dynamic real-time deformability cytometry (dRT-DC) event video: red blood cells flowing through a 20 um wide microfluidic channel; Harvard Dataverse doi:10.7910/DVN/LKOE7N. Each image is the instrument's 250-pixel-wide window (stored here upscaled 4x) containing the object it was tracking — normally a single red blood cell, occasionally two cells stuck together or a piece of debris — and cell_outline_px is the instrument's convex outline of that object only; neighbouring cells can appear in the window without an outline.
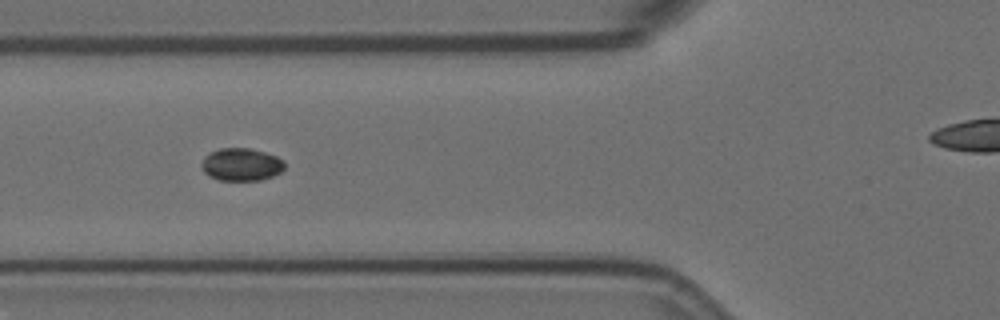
{"species": "Egyptian fruit bat (a non-hibernating species)", "species_latin": "Rousettus aegyptiacus", "temperature_condition": "room temperature", "stored_images_in_passage": 6, "camera_frame_rate_fps": 3000, "um_per_image_px": 0.085, "animal": {"sex": "female"}, "frame": {"image": 1, "passage_image": 5, "time_ms": 1.333, "image_size_px": [1000, 320], "cell_outline_px": [[284, 168], [280, 172], [272, 176], [260, 180], [220, 180], [208, 176], [200, 168], [200, 164], [204, 156], [208, 152], [220, 148], [248, 148], [264, 152], [276, 156], [284, 160]], "centroid_in_image_um": [20.46, 13.97], "position_along_channel_um": 105.3, "area_um2": 15.95}}
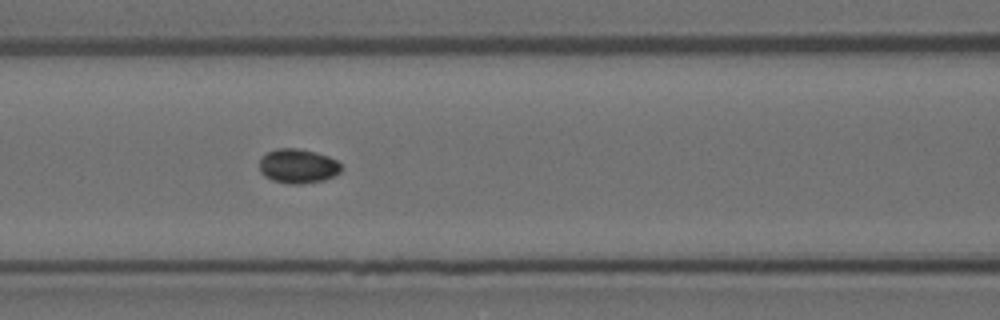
{"frame": {"image": 2, "passage_image": 6, "time_ms": 1.667, "image_size_px": [1000, 320], "cell_outline_px": [[340, 172], [324, 180], [300, 184], [288, 184], [272, 180], [264, 176], [260, 172], [260, 156], [276, 148], [300, 148], [316, 152], [328, 156], [336, 160], [340, 164]], "centroid_in_image_um": [25.29, 14.11], "position_along_channel_um": 141.3, "area_um2": 16.47}}